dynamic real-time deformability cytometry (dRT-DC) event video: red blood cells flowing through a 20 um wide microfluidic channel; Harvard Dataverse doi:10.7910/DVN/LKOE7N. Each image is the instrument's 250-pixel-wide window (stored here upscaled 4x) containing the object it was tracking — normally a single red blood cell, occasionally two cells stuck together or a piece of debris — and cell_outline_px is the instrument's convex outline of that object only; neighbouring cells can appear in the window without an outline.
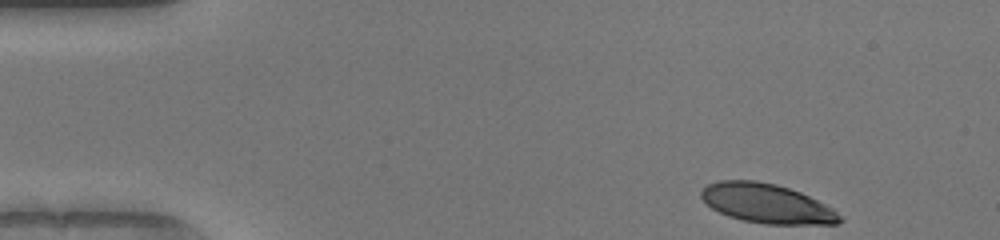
{"species": "human", "species_latin": "Homo sapiens", "temperature_condition": "warm", "stored_images_in_passage": 46, "camera_frame_rate_fps": 3000, "um_per_image_px": 0.085, "donor": {"sex": "female"}, "frame": {"image": 1, "passage_image": 1, "time_ms": 0.0, "image_size_px": [1000, 240], "cell_outline_px": [[844, 220], [836, 224], [764, 224], [744, 220], [728, 216], [712, 208], [700, 196], [700, 192], [708, 184], [720, 180], [756, 180], [776, 184], [800, 192], [832, 208]], "centroid_in_image_um": [65.17, 17.29], "position_along_channel_um": 19.8, "area_um2": 31.5}}
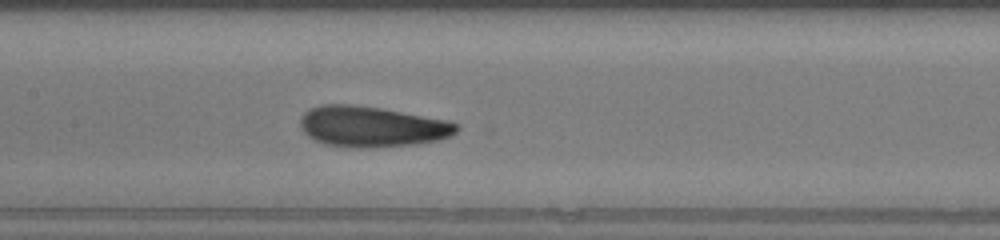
{"frame": {"image": 2, "passage_image": 20, "time_ms": 6.333, "image_size_px": [1000, 240], "cell_outline_px": [[460, 128], [452, 136], [440, 140], [416, 144], [368, 148], [360, 148], [324, 144], [308, 136], [304, 132], [300, 124], [300, 116], [308, 108], [320, 104], [352, 104], [380, 108], [448, 120], [460, 124]], "centroid_in_image_um": [31.62, 10.75], "position_along_channel_um": 175.8, "area_um2": 37.4}}
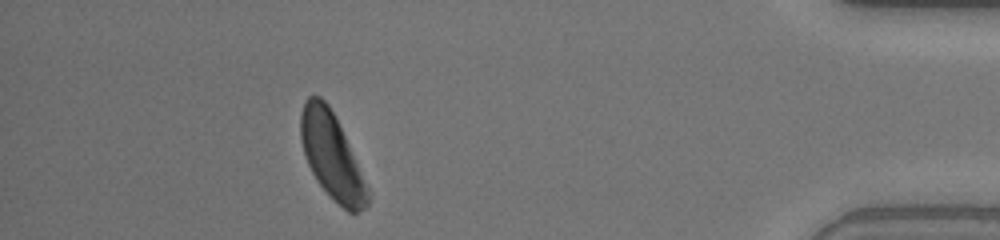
{"frame": {"image": 3, "passage_image": 41, "time_ms": 13.333, "image_size_px": [1000, 240], "cell_outline_px": [[372, 196], [368, 204], [364, 208], [356, 212], [348, 212], [316, 180], [308, 164], [300, 140], [300, 112], [304, 100], [308, 96], [320, 96], [328, 104], [344, 136]], "centroid_in_image_um": [28.18, 13.24], "position_along_channel_um": 407.0, "area_um2": 32.71}, "authors_computed_cell_mechanics": {"area_um2": 34.8245, "velocity_mm_per_s": 4.077, "shape_relaxation_time_tau1_ms": 4.1857, "shape_relaxation_time_tau2_ms": 2.9565, "deformation_change_tau1": 0.1588, "deformation_change_tau2": 0.0926}}